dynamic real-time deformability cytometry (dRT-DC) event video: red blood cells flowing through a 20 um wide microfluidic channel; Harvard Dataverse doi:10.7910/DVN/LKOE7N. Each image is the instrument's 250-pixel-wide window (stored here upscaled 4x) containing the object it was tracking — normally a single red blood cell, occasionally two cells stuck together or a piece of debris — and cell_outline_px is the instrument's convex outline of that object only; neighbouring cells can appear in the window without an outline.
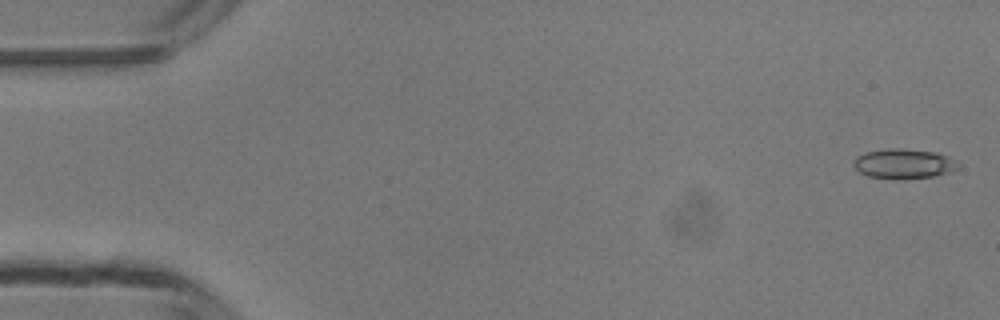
{"species": "common noctule bat (a hibernating species)", "species_latin": "Nyctalus noctula", "temperature_condition": "room temperature", "stored_images_in_passage": 48, "camera_frame_rate_fps": 3000, "um_per_image_px": 0.085, "animal": {"sex": "male", "body_mass_g": 13.3}, "frame": {"image": 1, "passage_image": 1, "time_ms": 0.0, "image_size_px": [1000, 320], "cell_outline_px": [[960, 168], [948, 172], [932, 176], [896, 180], [868, 176], [860, 172], [852, 164], [852, 160], [856, 156], [864, 152], [888, 148], [900, 148], [936, 152], [948, 156], [956, 160], [960, 164]], "centroid_in_image_um": [76.8, 13.91], "position_along_channel_um": 8.2, "area_um2": 18.44}}
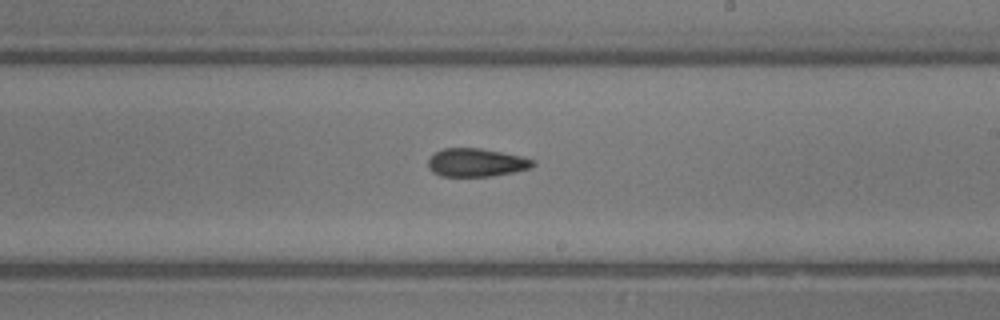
{"frame": {"image": 2, "passage_image": 28, "time_ms": 9.0, "image_size_px": [1000, 320], "cell_outline_px": [[536, 164], [532, 168], [492, 176], [440, 176], [432, 172], [428, 168], [428, 160], [436, 152], [444, 148], [480, 148], [520, 156], [536, 160]], "centroid_in_image_um": [40.49, 13.82], "position_along_channel_um": 248.5, "area_um2": 17.22}}
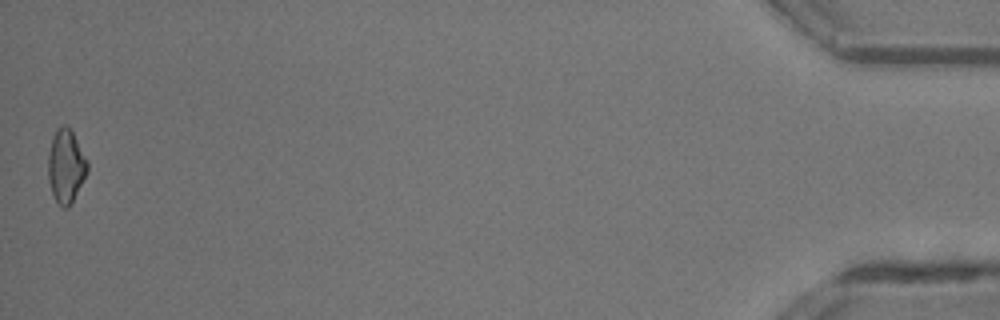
{"frame": {"image": 3, "passage_image": 48, "time_ms": 15.667, "image_size_px": [1000, 320], "cell_outline_px": [[88, 172], [68, 208], [64, 208], [56, 200], [52, 192], [48, 180], [48, 152], [52, 136], [56, 128], [64, 124], [72, 132], [88, 160]], "centroid_in_image_um": [5.6, 14.09], "position_along_channel_um": 429.6, "area_um2": 16.76}, "authors_computed_cell_mechanics": {"area_um2": 17.3689, "velocity_mm_per_s": 4.2416, "shape_relaxation_time_tau1_ms": null, "shape_relaxation_time_tau2_ms": 6.4441, "deformation_change_tau1": null, "deformation_change_tau2": 0.1747}}